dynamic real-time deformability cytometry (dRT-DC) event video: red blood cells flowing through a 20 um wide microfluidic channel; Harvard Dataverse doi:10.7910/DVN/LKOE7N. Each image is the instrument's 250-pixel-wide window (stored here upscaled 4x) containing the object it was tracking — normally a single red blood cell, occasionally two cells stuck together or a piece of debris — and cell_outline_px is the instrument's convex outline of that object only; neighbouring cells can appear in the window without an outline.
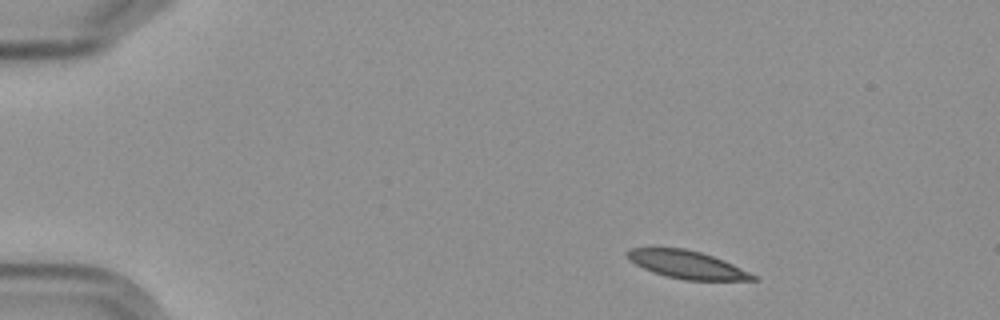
{"species": "Egyptian fruit bat (a non-hibernating species)", "species_latin": "Rousettus aegyptiacus", "temperature_condition": "cold", "stored_images_in_passage": 3, "camera_frame_rate_fps": 3000, "um_per_image_px": 0.085, "frame": {"image": 1, "passage_image": 1, "time_ms": 0.0, "image_size_px": [1000, 320], "cell_outline_px": [[756, 280], [688, 280], [668, 276], [652, 272], [628, 260], [624, 252], [632, 248], [684, 248], [700, 252], [724, 260], [756, 276]], "centroid_in_image_um": [58.34, 22.48], "position_along_channel_um": 26.7, "area_um2": 20.06}}